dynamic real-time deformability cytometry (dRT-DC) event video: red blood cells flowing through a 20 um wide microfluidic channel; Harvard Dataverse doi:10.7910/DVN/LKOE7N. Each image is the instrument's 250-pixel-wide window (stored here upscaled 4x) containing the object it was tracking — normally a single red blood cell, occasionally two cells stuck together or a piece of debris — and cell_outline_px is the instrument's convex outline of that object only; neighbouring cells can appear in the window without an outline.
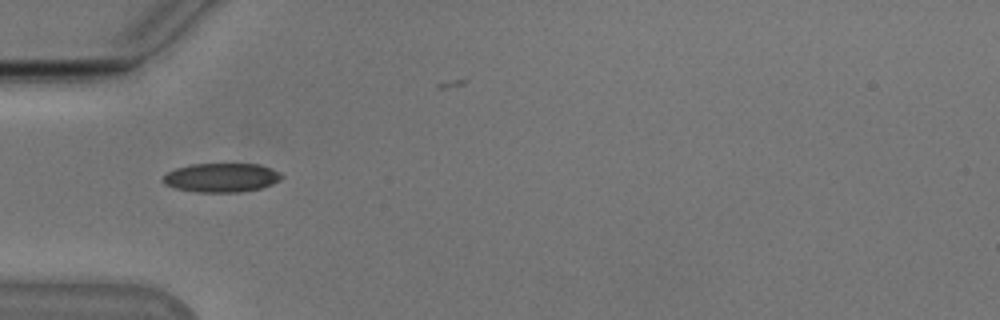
{"species": "Egyptian fruit bat (a non-hibernating species)", "species_latin": "Rousettus aegyptiacus", "temperature_condition": "cold", "stored_images_in_passage": 37, "camera_frame_rate_fps": 3000, "um_per_image_px": 0.085, "animal": {"sex": "male"}, "frame": {"image": 1, "passage_image": 1, "time_ms": 0.0, "image_size_px": [1000, 320], "cell_outline_px": [[284, 176], [272, 184], [260, 188], [240, 192], [196, 192], [176, 188], [164, 184], [160, 180], [168, 172], [176, 168], [192, 164], [260, 164]], "centroid_in_image_um": [18.77, 15.1], "position_along_channel_um": 66.2, "area_um2": 19.83}}
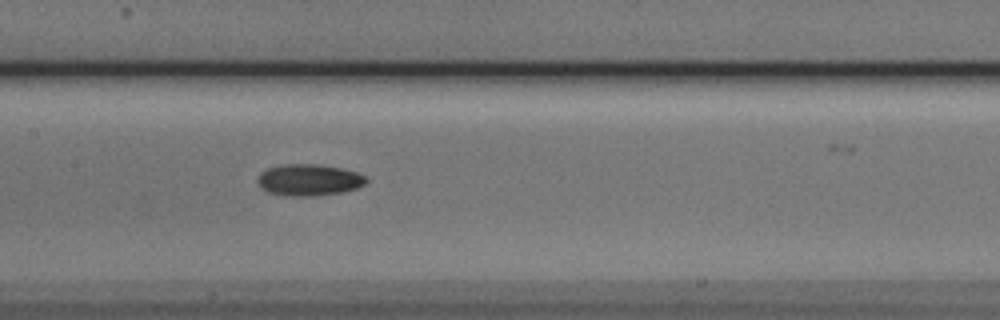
{"frame": {"image": 2, "passage_image": 10, "time_ms": 3.0, "image_size_px": [1000, 320], "cell_outline_px": [[368, 180], [364, 184], [356, 188], [344, 192], [316, 196], [292, 196], [268, 192], [260, 188], [256, 180], [260, 172], [268, 168], [280, 164], [320, 164], [340, 168], [356, 172], [364, 176]], "centroid_in_image_um": [26.22, 15.29], "position_along_channel_um": 181.2, "area_um2": 20.11}}
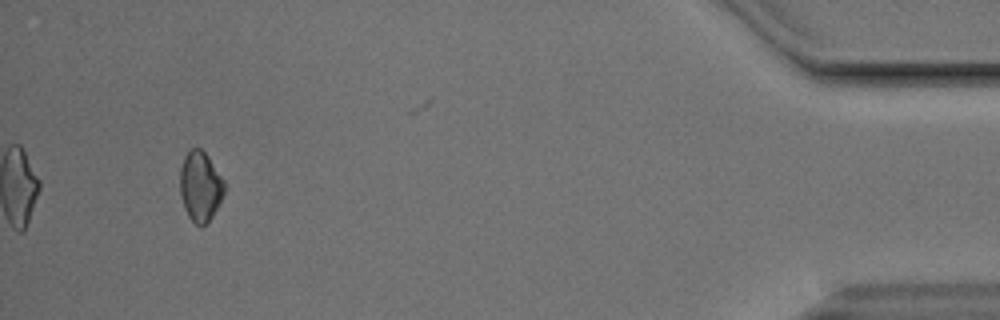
{"frame": {"image": 3, "passage_image": 34, "time_ms": 11.0, "image_size_px": [1000, 320], "cell_outline_px": [[224, 196], [212, 216], [200, 228], [188, 216], [184, 208], [180, 192], [180, 168], [184, 156], [192, 148], [200, 148], [208, 156], [224, 180]], "centroid_in_image_um": [17.02, 15.84], "position_along_channel_um": 418.2, "area_um2": 18.03}, "authors_computed_cell_mechanics": {"area_um2": 18.9006, "velocity_mm_per_s": 3.8557, "shape_relaxation_time_tau1_ms": 3.1342, "shape_relaxation_time_tau2_ms": null, "deformation_change_tau1": 0.0812, "deformation_change_tau2": null}}